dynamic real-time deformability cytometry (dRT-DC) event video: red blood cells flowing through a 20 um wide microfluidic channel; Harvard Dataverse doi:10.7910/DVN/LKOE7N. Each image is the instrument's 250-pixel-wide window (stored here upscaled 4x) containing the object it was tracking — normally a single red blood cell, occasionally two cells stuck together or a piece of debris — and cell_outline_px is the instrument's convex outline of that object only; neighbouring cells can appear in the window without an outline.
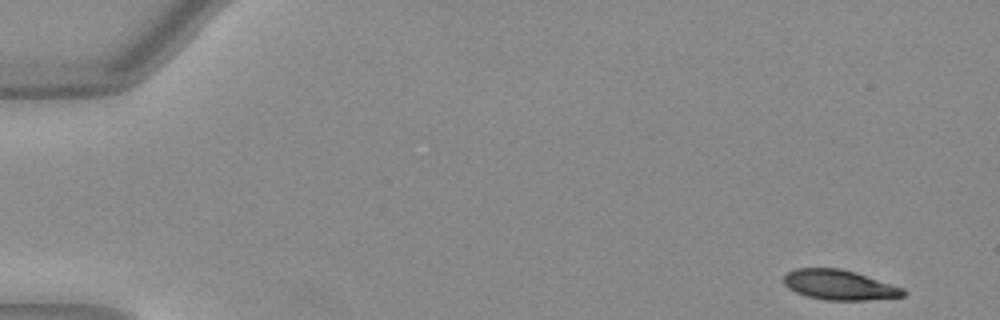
{"species": "Egyptian fruit bat (a non-hibernating species)", "species_latin": "Rousettus aegyptiacus", "temperature_condition": "warm", "stored_images_in_passage": 49, "camera_frame_rate_fps": 3000, "um_per_image_px": 0.085, "animal": {"sex": "female"}, "frame": {"image": 1, "passage_image": 1, "time_ms": 0.0, "image_size_px": [1000, 320], "cell_outline_px": [[908, 292], [904, 296], [868, 300], [824, 300], [808, 296], [796, 292], [788, 288], [784, 284], [784, 276], [788, 272], [796, 268], [840, 268], [856, 272], [904, 288]], "centroid_in_image_um": [71.37, 24.22], "position_along_channel_um": 13.6, "area_um2": 20.92}}
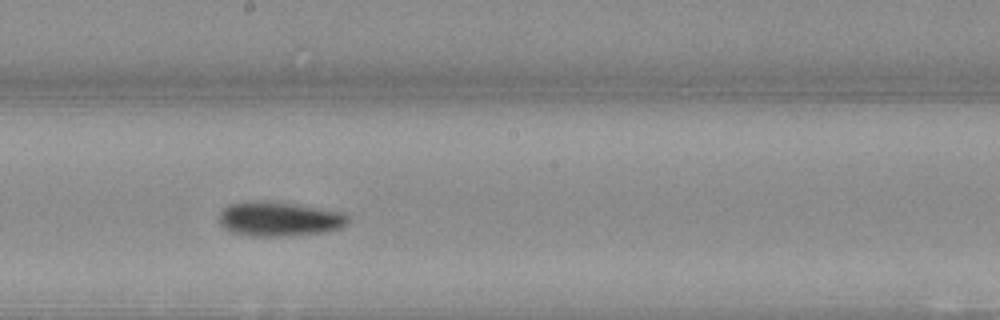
{"frame": {"image": 2, "passage_image": 27, "time_ms": 8.667, "image_size_px": [1000, 320], "cell_outline_px": [[348, 224], [340, 228], [324, 232], [288, 236], [248, 236], [228, 232], [220, 224], [220, 212], [228, 204], [256, 200], [288, 204], [344, 212], [348, 216]], "centroid_in_image_um": [23.7, 18.63], "position_along_channel_um": 224.5, "area_um2": 25.78}}
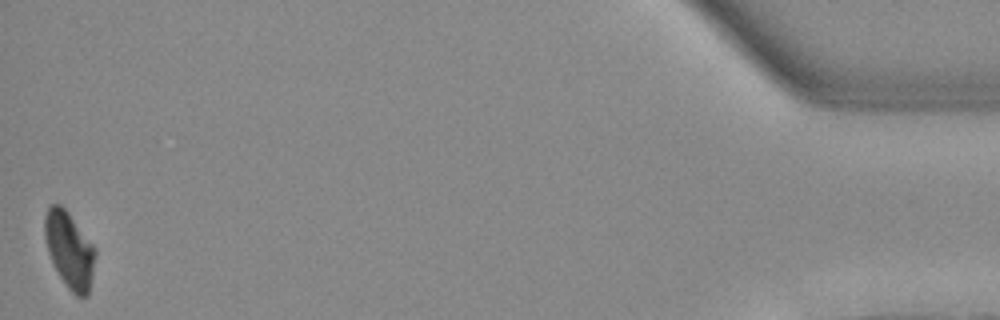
{"frame": {"image": 3, "passage_image": 49, "time_ms": 16.0, "image_size_px": [1000, 320], "cell_outline_px": [[96, 256], [88, 296], [76, 296], [68, 288], [60, 276], [48, 252], [44, 236], [44, 216], [48, 208], [52, 204], [60, 204], [68, 212], [96, 248]], "centroid_in_image_um": [5.91, 21.23], "position_along_channel_um": 429.3, "area_um2": 22.31}, "authors_computed_cell_mechanics": {"area_um2": 23.698, "velocity_mm_per_s": 4.009, "shape_relaxation_time_tau1_ms": 5.5582, "shape_relaxation_time_tau2_ms": 4.0944, "deformation_change_tau1": 0.1799, "deformation_change_tau2": 0.0853}}